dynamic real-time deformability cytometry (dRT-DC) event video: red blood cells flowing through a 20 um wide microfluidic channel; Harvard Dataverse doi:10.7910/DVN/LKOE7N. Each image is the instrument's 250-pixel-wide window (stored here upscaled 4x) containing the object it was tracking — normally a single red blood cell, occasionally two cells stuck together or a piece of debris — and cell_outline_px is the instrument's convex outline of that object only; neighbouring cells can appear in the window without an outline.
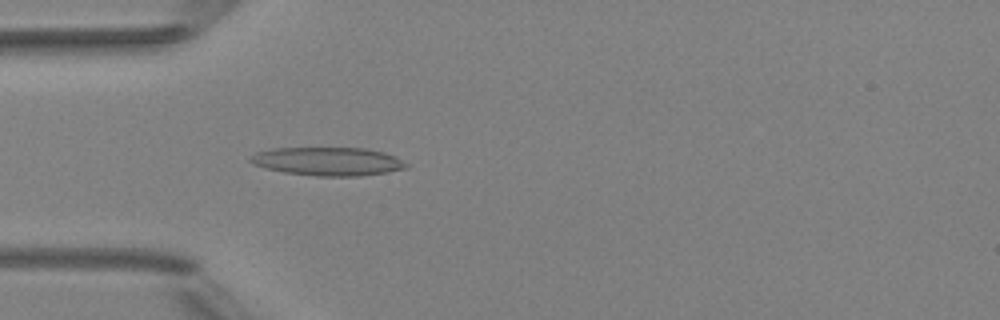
{"species": "Egyptian fruit bat (a non-hibernating species)", "species_latin": "Rousettus aegyptiacus", "temperature_condition": "room temperature", "stored_images_in_passage": 5, "camera_frame_rate_fps": 3000, "um_per_image_px": 0.085, "animal": {"sex": "female"}, "frame": {"image": 1, "passage_image": 5, "time_ms": 4.667, "image_size_px": [1000, 320], "cell_outline_px": [[408, 168], [388, 172], [360, 176], [316, 176], [284, 172], [264, 168], [252, 164], [248, 160], [248, 156], [256, 152], [272, 148], [364, 148], [384, 152], [396, 156], [408, 164]], "centroid_in_image_um": [27.85, 13.72], "position_along_channel_um": 57.1, "area_um2": 26.07}}